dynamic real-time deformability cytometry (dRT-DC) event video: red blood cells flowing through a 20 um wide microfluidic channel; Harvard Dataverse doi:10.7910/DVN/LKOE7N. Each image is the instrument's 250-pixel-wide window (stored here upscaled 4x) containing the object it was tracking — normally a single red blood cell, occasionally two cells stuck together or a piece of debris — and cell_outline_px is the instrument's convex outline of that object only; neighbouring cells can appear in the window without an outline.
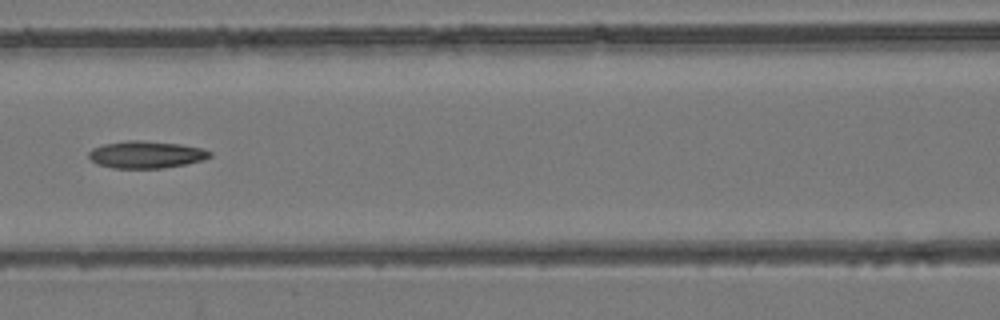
{"species": "common noctule bat (a hibernating species)", "species_latin": "Nyctalus noctula", "temperature_condition": "room temperature", "stored_images_in_passage": 6, "camera_frame_rate_fps": 3000, "um_per_image_px": 0.085, "animal": {"sex": "female", "body_mass_g": 24.6, "forearm_length_mm": 56.2}, "frame": {"image": 1, "passage_image": 6, "time_ms": 1.667, "image_size_px": [1000, 320], "cell_outline_px": [[212, 156], [204, 160], [164, 168], [112, 168], [96, 164], [88, 156], [88, 152], [92, 148], [104, 144], [128, 140], [140, 140], [180, 144], [204, 148], [212, 152]], "centroid_in_image_um": [12.43, 13.14], "position_along_channel_um": 154.2, "area_um2": 19.31}}